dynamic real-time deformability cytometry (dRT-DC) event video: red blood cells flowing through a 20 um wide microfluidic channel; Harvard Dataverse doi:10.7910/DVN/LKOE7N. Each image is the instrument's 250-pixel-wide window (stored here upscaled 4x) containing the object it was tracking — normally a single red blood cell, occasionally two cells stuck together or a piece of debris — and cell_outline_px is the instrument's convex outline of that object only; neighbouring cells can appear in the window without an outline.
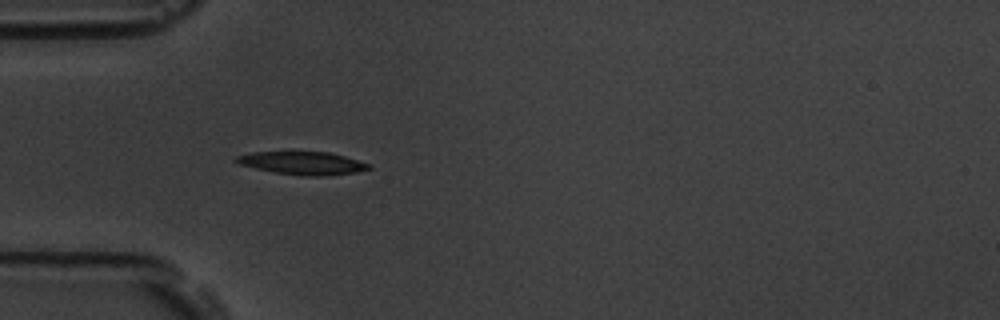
{"species": "common noctule bat (a hibernating species)", "species_latin": "Nyctalus noctula", "temperature_condition": "room temperature", "stored_images_in_passage": 39, "camera_frame_rate_fps": 3000, "um_per_image_px": 0.085, "animal": {"sex": "male", "body_mass_g": 19.5, "forearm_length_mm": 54.6}, "frame": {"image": 1, "passage_image": 1, "time_ms": 0.0, "image_size_px": [1000, 320], "cell_outline_px": [[372, 168], [356, 172], [320, 176], [304, 176], [276, 172], [256, 168], [240, 164], [232, 160], [236, 156], [252, 152], [328, 152], [344, 156], [372, 164]], "centroid_in_image_um": [25.73, 13.86], "position_along_channel_um": 59.3, "area_um2": 17.57}}
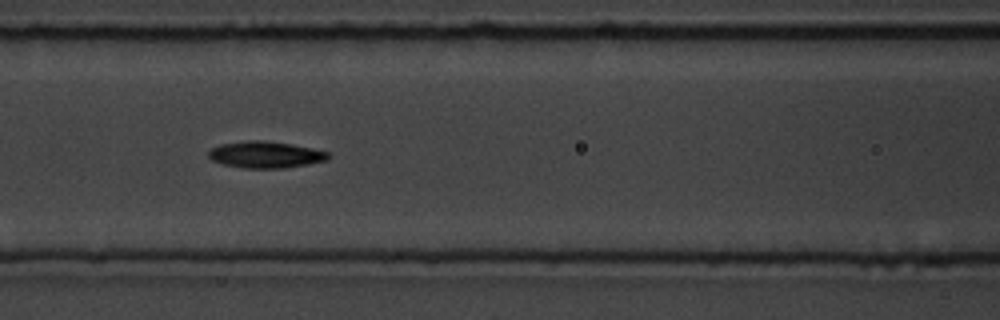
{"frame": {"image": 2, "passage_image": 8, "time_ms": 2.333, "image_size_px": [1000, 320], "cell_outline_px": [[332, 156], [328, 160], [308, 164], [284, 168], [244, 168], [224, 164], [212, 160], [208, 156], [208, 152], [212, 148], [220, 144], [248, 140], [264, 140], [292, 144], [312, 148], [328, 152]], "centroid_in_image_um": [22.59, 13.14], "position_along_channel_um": 144.0, "area_um2": 18.61}}
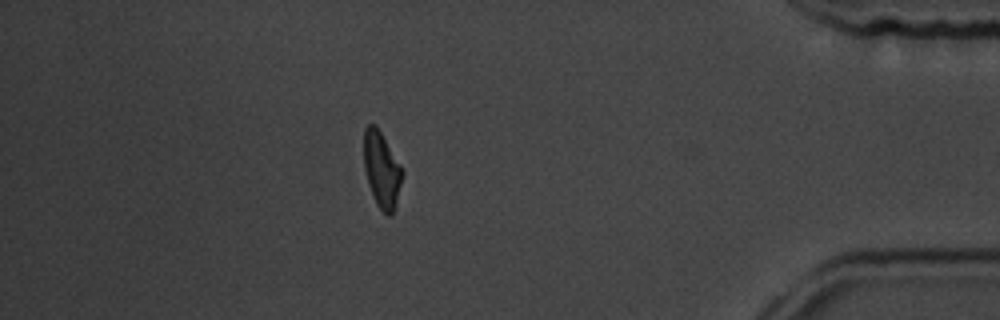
{"frame": {"image": 3, "passage_image": 32, "time_ms": 10.333, "image_size_px": [1000, 320], "cell_outline_px": [[404, 172], [392, 216], [388, 216], [376, 204], [368, 184], [364, 168], [364, 128], [368, 124], [376, 124], [404, 168]], "centroid_in_image_um": [32.45, 14.39], "position_along_channel_um": 402.7, "area_um2": 17.22}, "authors_computed_cell_mechanics": {"area_um2": 17.629, "velocity_mm_per_s": 3.7712, "shape_relaxation_time_tau1_ms": 3.7359, "shape_relaxation_time_tau2_ms": 7.0429, "deformation_change_tau1": 0.1337, "deformation_change_tau2": 0.1554}}